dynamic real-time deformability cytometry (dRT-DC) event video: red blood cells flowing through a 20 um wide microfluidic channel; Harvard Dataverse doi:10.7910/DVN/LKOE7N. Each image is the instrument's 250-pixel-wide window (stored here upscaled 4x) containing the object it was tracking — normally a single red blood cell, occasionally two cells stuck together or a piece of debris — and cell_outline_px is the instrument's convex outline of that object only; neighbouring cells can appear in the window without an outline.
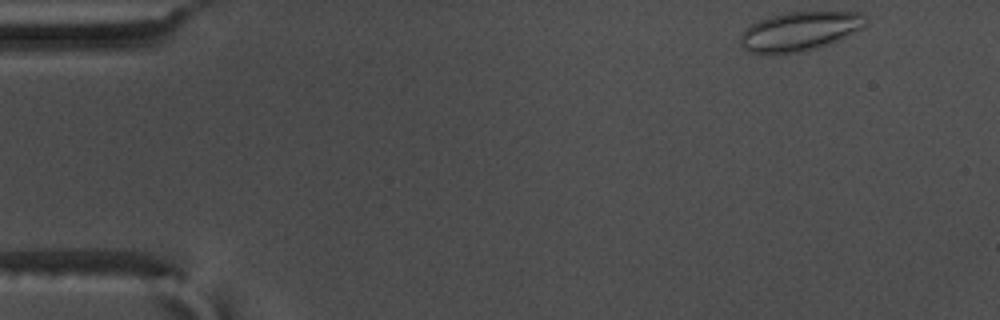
{"species": "common noctule bat (a hibernating species)", "species_latin": "Nyctalus noctula", "temperature_condition": "warm", "stored_images_in_passage": 52, "camera_frame_rate_fps": 3000, "um_per_image_px": 0.085, "animal": {"sex": "male", "body_mass_g": 17.5, "forearm_length_mm": 52.3}, "frame": {"image": 1, "passage_image": 1, "time_ms": 0.0, "image_size_px": [1000, 320], "cell_outline_px": [[868, 24], [840, 40], [816, 48], [800, 52], [748, 52], [740, 44], [740, 36], [744, 28], [760, 20], [772, 16], [788, 12], [860, 12], [868, 20]], "centroid_in_image_um": [68.0, 2.64], "position_along_channel_um": 17.0, "area_um2": 28.15}}
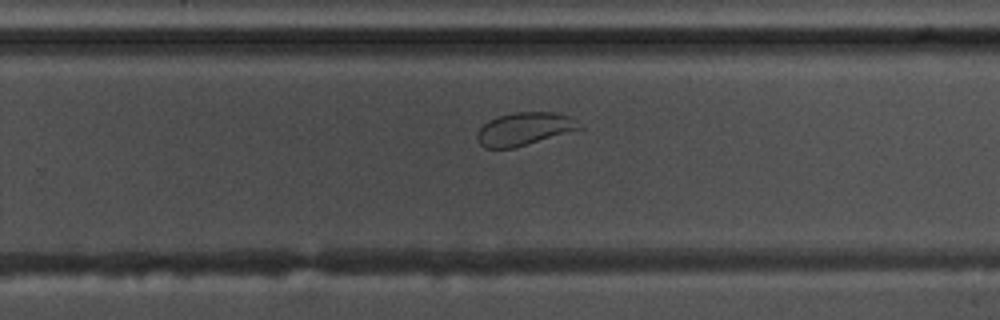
{"frame": {"image": 2, "passage_image": 32, "time_ms": 10.333, "image_size_px": [1000, 320], "cell_outline_px": [[584, 128], [512, 148], [484, 148], [480, 144], [476, 136], [476, 132], [488, 120], [496, 116], [512, 112], [552, 112], [568, 116]], "centroid_in_image_um": [44.51, 10.95], "position_along_channel_um": 285.3, "area_um2": 19.42}}
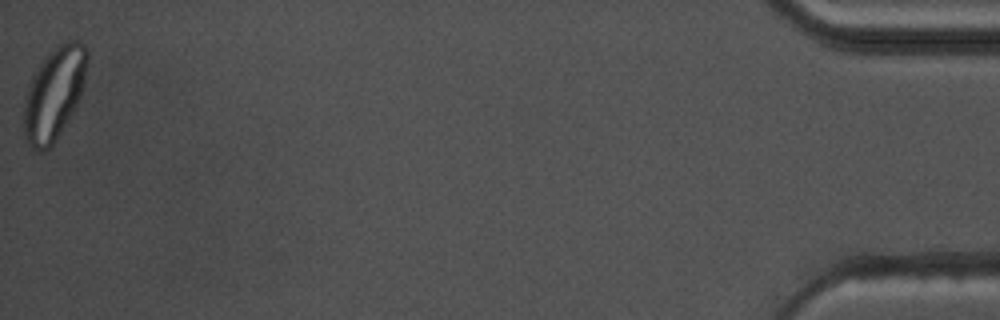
{"frame": {"image": 3, "passage_image": 52, "time_ms": 17.0, "image_size_px": [1000, 320], "cell_outline_px": [[88, 64], [80, 96], [68, 120], [52, 148], [48, 152], [40, 152], [32, 148], [24, 140], [24, 100], [32, 76], [44, 56], [56, 44], [68, 40], [80, 40], [88, 48]], "centroid_in_image_um": [4.6, 7.95], "position_along_channel_um": 430.6, "area_um2": 34.8}}